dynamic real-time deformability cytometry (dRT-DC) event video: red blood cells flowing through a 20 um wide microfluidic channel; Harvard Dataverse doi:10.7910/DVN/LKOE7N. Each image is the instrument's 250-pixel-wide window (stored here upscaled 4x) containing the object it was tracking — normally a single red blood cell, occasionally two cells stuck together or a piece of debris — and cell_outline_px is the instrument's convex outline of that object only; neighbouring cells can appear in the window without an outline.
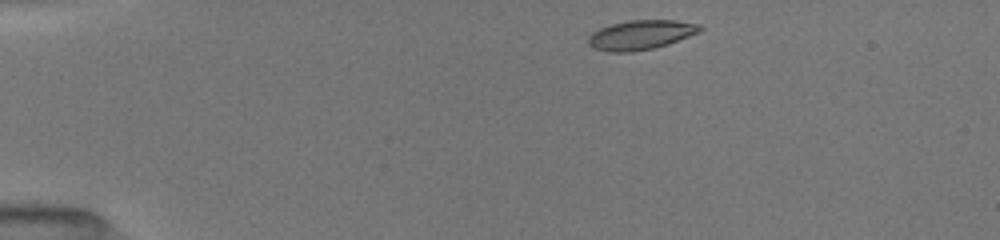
{"species": "common noctule bat (a hibernating species)", "species_latin": "Nyctalus noctula", "temperature_condition": "room temperature", "stored_images_in_passage": 7, "camera_frame_rate_fps": 3000, "um_per_image_px": 0.085, "animal": {"sex": "female", "body_mass_g": 19.5, "forearm_length_mm": 54.1}, "frame": {"image": 1, "passage_image": 1, "time_ms": 0.0, "image_size_px": [1000, 240], "cell_outline_px": [[704, 28], [700, 32], [668, 44], [652, 48], [632, 52], [608, 52], [592, 48], [588, 44], [588, 36], [592, 32], [600, 28], [612, 24], [628, 20], [676, 20], [700, 24]], "centroid_in_image_um": [54.46, 2.96], "position_along_channel_um": 30.5, "area_um2": 19.31}}
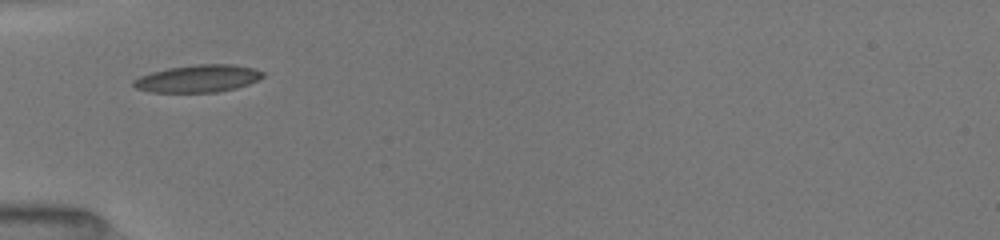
{"frame": {"image": 2, "passage_image": 6, "time_ms": 2.667, "image_size_px": [1000, 240], "cell_outline_px": [[264, 76], [248, 84], [236, 88], [216, 92], [152, 92], [136, 88], [132, 84], [132, 80], [140, 76], [152, 72], [168, 68], [196, 64], [232, 64], [252, 68], [264, 72]], "centroid_in_image_um": [16.81, 6.67], "position_along_channel_um": 68.2, "area_um2": 20.52}}